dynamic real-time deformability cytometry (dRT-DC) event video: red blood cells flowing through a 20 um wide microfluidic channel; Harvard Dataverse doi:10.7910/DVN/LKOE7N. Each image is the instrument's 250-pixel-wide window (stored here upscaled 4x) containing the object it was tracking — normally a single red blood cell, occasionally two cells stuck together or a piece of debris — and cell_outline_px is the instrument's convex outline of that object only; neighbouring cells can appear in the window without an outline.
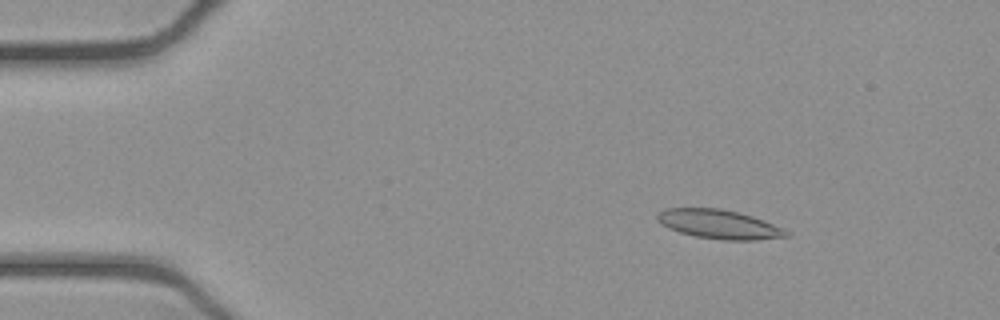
{"species": "common noctule bat (a hibernating species)", "species_latin": "Nyctalus noctula", "temperature_condition": "cold", "stored_images_in_passage": 13, "camera_frame_rate_fps": 3000, "um_per_image_px": 0.085, "animal": {"sex": "female", "body_mass_g": 21.9}, "frame": {"image": 1, "passage_image": 8, "time_ms": 2.333, "image_size_px": [1000, 320], "cell_outline_px": [[792, 236], [756, 240], [724, 240], [696, 236], [680, 232], [668, 228], [660, 224], [656, 220], [656, 216], [664, 208], [720, 208], [740, 212], [764, 220], [784, 228], [792, 232]], "centroid_in_image_um": [61.17, 19.06], "position_along_channel_um": 23.8, "area_um2": 22.14}}